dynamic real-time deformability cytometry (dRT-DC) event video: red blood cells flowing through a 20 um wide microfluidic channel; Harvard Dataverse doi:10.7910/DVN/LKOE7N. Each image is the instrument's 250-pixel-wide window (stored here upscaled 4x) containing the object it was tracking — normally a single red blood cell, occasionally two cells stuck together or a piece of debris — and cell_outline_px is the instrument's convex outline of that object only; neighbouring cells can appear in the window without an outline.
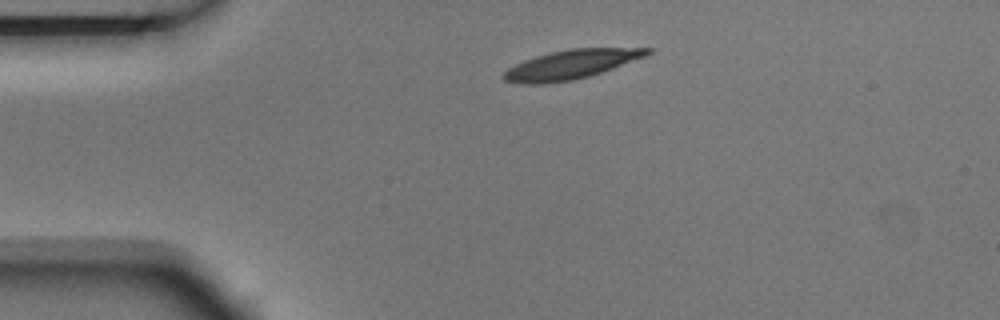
{"species": "Egyptian fruit bat (a non-hibernating species)", "species_latin": "Rousettus aegyptiacus", "temperature_condition": "room temperature", "stored_images_in_passage": 1, "camera_frame_rate_fps": 3000, "um_per_image_px": 0.085, "animal": {"sex": "male"}, "frame": {"image": 1, "passage_image": 1, "time_ms": 0.0, "image_size_px": [1000, 320], "cell_outline_px": [[652, 52], [648, 56], [588, 76], [572, 80], [544, 84], [520, 84], [504, 80], [500, 76], [508, 68], [524, 60], [536, 56], [552, 52], [572, 48], [652, 48]], "centroid_in_image_um": [48.52, 5.48], "position_along_channel_um": 36.5, "area_um2": 24.28}}